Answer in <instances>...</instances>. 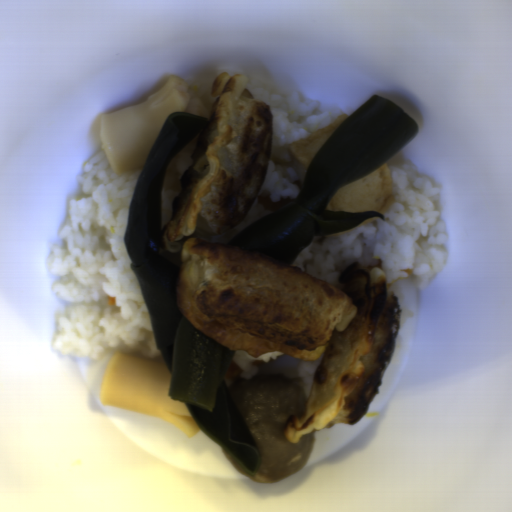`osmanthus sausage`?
<instances>
[{
    "mask_svg": "<svg viewBox=\"0 0 512 512\" xmlns=\"http://www.w3.org/2000/svg\"><path fill=\"white\" fill-rule=\"evenodd\" d=\"M176 112L208 120L211 115L182 76H169L158 92L137 106L100 114L101 146L110 168L116 174L143 168L166 120Z\"/></svg>",
    "mask_w": 512,
    "mask_h": 512,
    "instance_id": "osmanthus-sausage-1",
    "label": "osmanthus sausage"
},
{
    "mask_svg": "<svg viewBox=\"0 0 512 512\" xmlns=\"http://www.w3.org/2000/svg\"><path fill=\"white\" fill-rule=\"evenodd\" d=\"M170 382L167 365L120 351L105 370L101 404L153 415L192 438L201 429L186 404L169 395Z\"/></svg>",
    "mask_w": 512,
    "mask_h": 512,
    "instance_id": "osmanthus-sausage-2",
    "label": "osmanthus sausage"
}]
</instances>
